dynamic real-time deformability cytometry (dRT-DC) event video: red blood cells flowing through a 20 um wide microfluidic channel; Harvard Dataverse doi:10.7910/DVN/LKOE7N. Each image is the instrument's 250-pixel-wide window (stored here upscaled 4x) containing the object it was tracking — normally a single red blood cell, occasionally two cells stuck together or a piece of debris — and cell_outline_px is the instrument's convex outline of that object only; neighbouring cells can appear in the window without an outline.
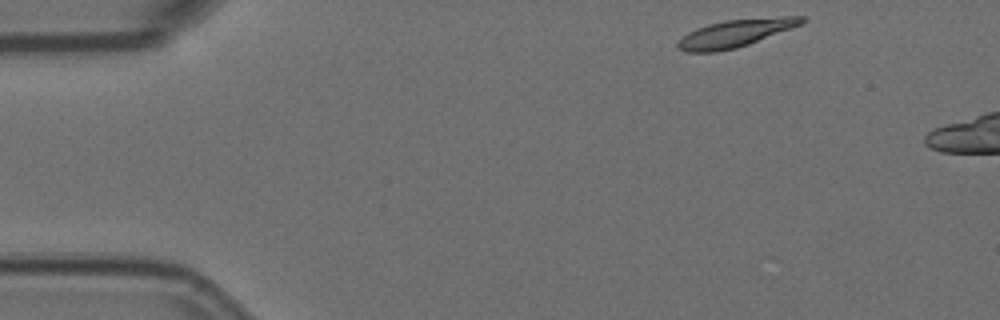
{"species": "Egyptian fruit bat (a non-hibernating species)", "species_latin": "Rousettus aegyptiacus", "temperature_condition": "room temperature", "stored_images_in_passage": 3, "camera_frame_rate_fps": 3000, "um_per_image_px": 0.085, "animal": {"sex": "female"}, "frame": {"image": 1, "passage_image": 1, "time_ms": 0.0, "image_size_px": [1000, 320], "cell_outline_px": [[808, 20], [800, 24], [748, 44], [736, 48], [716, 52], [684, 52], [676, 48], [676, 40], [688, 32], [696, 28], [708, 24], [724, 20], [784, 16], [804, 16]], "centroid_in_image_um": [62.42, 2.83], "position_along_channel_um": 22.6, "area_um2": 19.88}}